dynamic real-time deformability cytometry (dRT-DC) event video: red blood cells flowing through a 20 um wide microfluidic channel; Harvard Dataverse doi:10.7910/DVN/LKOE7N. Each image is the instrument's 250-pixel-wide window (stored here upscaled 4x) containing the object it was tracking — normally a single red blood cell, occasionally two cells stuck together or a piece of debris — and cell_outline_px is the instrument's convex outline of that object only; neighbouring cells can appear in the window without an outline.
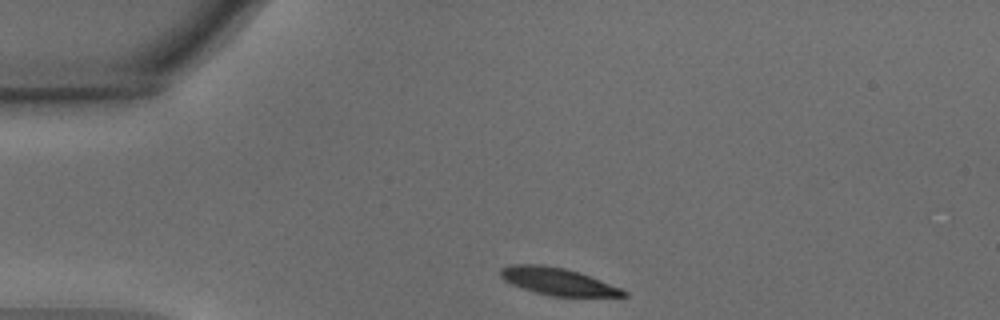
{"species": "common noctule bat (a hibernating species)", "species_latin": "Nyctalus noctula", "temperature_condition": "warm", "stored_images_in_passage": 33, "camera_frame_rate_fps": 3000, "um_per_image_px": 0.085, "animal": {"sex": "male", "body_mass_g": 15.6}, "frame": {"image": 1, "passage_image": 1, "time_ms": 0.0, "image_size_px": [1000, 320], "cell_outline_px": [[628, 296], [552, 296], [536, 292], [512, 284], [504, 280], [500, 276], [500, 268], [508, 264], [540, 264], [564, 268], [580, 272], [620, 288], [628, 292]], "centroid_in_image_um": [47.38, 23.9], "position_along_channel_um": 37.6, "area_um2": 19.36}}
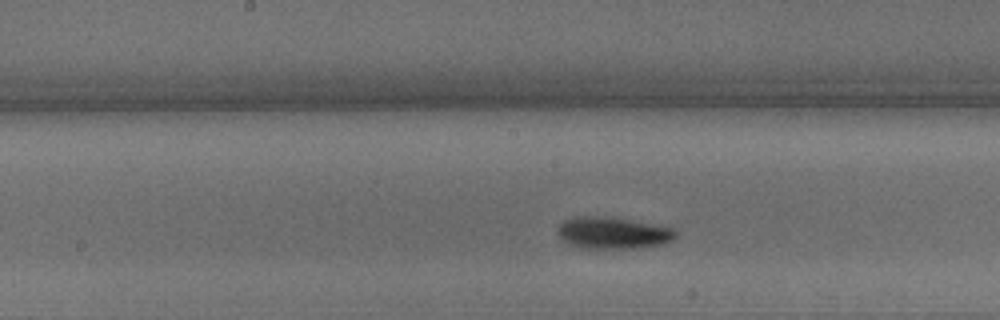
{"frame": {"image": 2, "passage_image": 17, "time_ms": 5.333, "image_size_px": [1000, 320], "cell_outline_px": [[676, 236], [672, 240], [664, 244], [636, 248], [580, 248], [568, 244], [560, 240], [556, 232], [556, 228], [564, 220], [576, 216], [608, 216], [672, 228], [676, 232]], "centroid_in_image_um": [52.01, 19.8], "position_along_channel_um": 196.2, "area_um2": 22.02}}
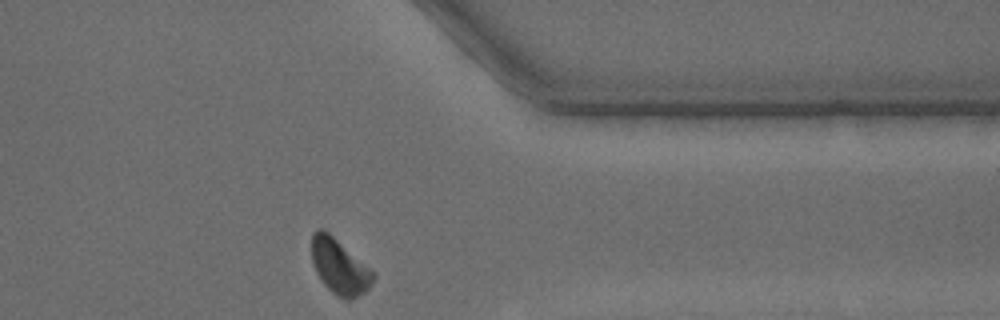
{"frame": {"image": 3, "passage_image": 33, "time_ms": 10.667, "image_size_px": [1000, 320], "cell_outline_px": [[376, 276], [368, 288], [364, 292], [352, 300], [344, 300], [336, 296], [324, 284], [316, 272], [312, 260], [312, 232], [316, 228], [324, 228], [376, 272]], "centroid_in_image_um": [28.87, 22.65], "position_along_channel_um": 382.5, "area_um2": 20.06}, "authors_computed_cell_mechanics": {"area_um2": 20.7502, "velocity_mm_per_s": 3.6698, "shape_relaxation_time_tau1_ms": 2.0152, "shape_relaxation_time_tau2_ms": 3.7104, "deformation_change_tau1": 0.1346, "deformation_change_tau2": 0.0735}}